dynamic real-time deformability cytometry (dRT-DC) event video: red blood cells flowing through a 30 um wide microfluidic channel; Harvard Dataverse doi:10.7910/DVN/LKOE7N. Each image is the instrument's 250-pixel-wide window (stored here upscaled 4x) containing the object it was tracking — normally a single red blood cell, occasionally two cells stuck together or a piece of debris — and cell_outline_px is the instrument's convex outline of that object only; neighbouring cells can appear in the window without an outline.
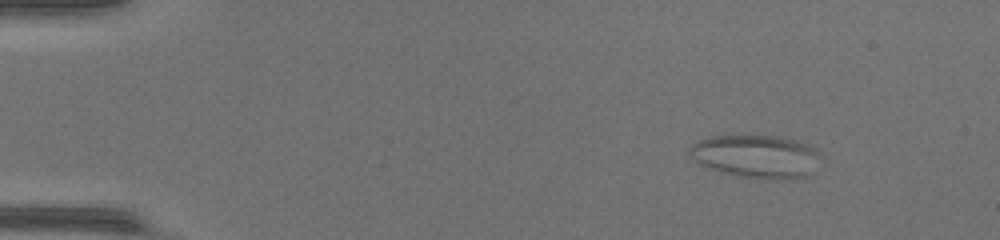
{"species": "common noctule bat (a hibernating species)", "species_latin": "Nyctalus noctula", "temperature_condition": "warm", "stored_images_in_passage": 52, "camera_frame_rate_fps": 3000, "um_per_image_px": 0.085, "animal": {"sex": "female", "body_mass_g": 17.0, "forearm_length_mm": 48.0}, "frame": {"image": 1, "passage_image": 7, "time_ms": 2.0, "image_size_px": [1000, 240], "cell_outline_px": [[820, 152], [808, 176], [780, 180], [776, 180], [740, 176], [720, 172], [708, 168], [692, 160], [688, 156], [688, 148], [692, 144], [708, 136], [740, 132], [776, 136], [792, 140], [816, 148]], "centroid_in_image_um": [64.15, 13.24], "position_along_channel_um": 20.9, "area_um2": 33.64}}
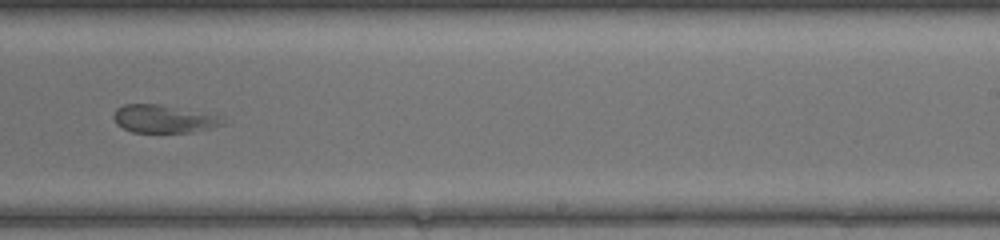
{"frame": {"image": 2, "passage_image": 34, "time_ms": 11.0, "image_size_px": [1000, 240], "cell_outline_px": [[228, 124], [212, 128], [192, 132], [132, 132], [116, 124], [112, 116], [116, 108], [124, 104], [160, 104], [216, 116]], "centroid_in_image_um": [13.85, 10.11], "position_along_channel_um": 275.2, "area_um2": 17.51}}
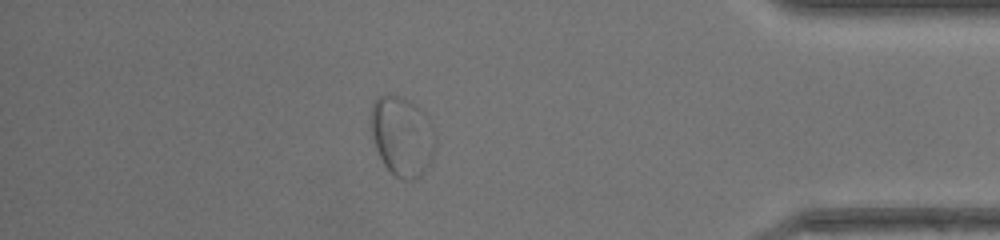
{"frame": {"image": 3, "passage_image": 46, "time_ms": 15.0, "image_size_px": [1000, 240], "cell_outline_px": [[436, 140], [432, 156], [424, 172], [420, 176], [412, 180], [400, 180], [384, 164], [376, 148], [372, 136], [368, 120], [372, 104], [376, 96], [388, 92], [408, 100], [420, 108], [424, 112]], "centroid_in_image_um": [34.12, 11.53], "position_along_channel_um": 401.1, "area_um2": 30.11}}